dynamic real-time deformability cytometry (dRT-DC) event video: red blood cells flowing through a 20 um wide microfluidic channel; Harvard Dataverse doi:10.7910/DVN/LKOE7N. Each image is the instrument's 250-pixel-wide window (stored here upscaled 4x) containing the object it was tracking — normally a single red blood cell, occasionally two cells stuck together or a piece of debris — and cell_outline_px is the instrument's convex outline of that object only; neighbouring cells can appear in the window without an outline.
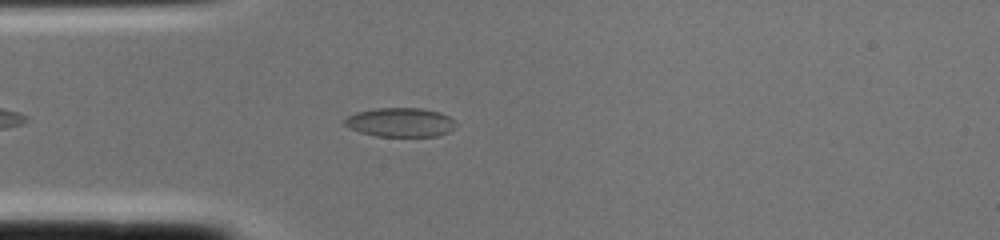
{"species": "common noctule bat (a hibernating species)", "species_latin": "Nyctalus noctula", "temperature_condition": "cold", "stored_images_in_passage": 2, "camera_frame_rate_fps": 3000, "um_per_image_px": 0.085, "animal": {"sex": "female", "body_mass_g": 22.0, "forearm_length_mm": 56.7}, "frame": {"image": 1, "passage_image": 2, "time_ms": 0.333, "image_size_px": [1000, 240], "cell_outline_px": [[456, 128], [448, 132], [436, 136], [376, 136], [360, 132], [344, 124], [344, 120], [348, 116], [356, 112], [376, 108], [420, 108], [440, 112], [448, 116], [456, 124]], "centroid_in_image_um": [34.04, 10.39], "position_along_channel_um": 51.0, "area_um2": 18.73}}